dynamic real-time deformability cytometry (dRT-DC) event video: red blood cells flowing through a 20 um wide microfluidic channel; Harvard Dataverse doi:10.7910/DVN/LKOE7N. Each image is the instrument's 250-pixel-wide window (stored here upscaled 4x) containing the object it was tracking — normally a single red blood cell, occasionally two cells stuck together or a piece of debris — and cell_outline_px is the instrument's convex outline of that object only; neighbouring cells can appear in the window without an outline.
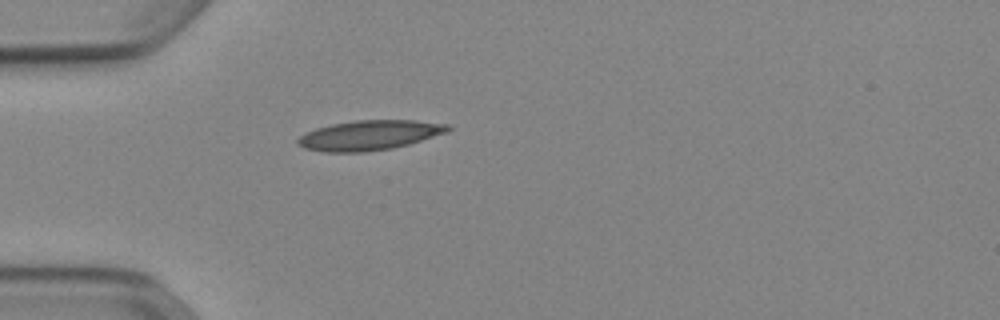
{"species": "Egyptian fruit bat (a non-hibernating species)", "species_latin": "Rousettus aegyptiacus", "temperature_condition": "cold", "stored_images_in_passage": 38, "camera_frame_rate_fps": 3000, "um_per_image_px": 0.085, "animal": {"sex": "female"}, "frame": {"image": 1, "passage_image": 1, "time_ms": 0.0, "image_size_px": [1000, 320], "cell_outline_px": [[452, 128], [448, 132], [408, 144], [392, 148], [364, 152], [324, 152], [304, 148], [296, 144], [296, 140], [300, 136], [316, 128], [332, 124], [356, 120], [416, 120], [452, 124]], "centroid_in_image_um": [31.43, 11.49], "position_along_channel_um": 53.6, "area_um2": 26.18}}
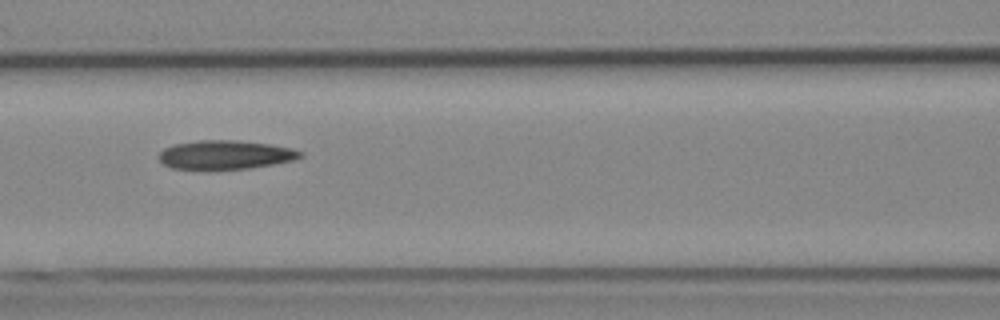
{"frame": {"image": 2, "passage_image": 9, "time_ms": 2.667, "image_size_px": [1000, 320], "cell_outline_px": [[304, 156], [292, 160], [272, 164], [248, 168], [172, 168], [164, 164], [156, 156], [164, 148], [176, 144], [200, 140], [236, 140], [268, 144], [292, 148], [304, 152]], "centroid_in_image_um": [19.16, 13.14], "position_along_channel_um": 147.4, "area_um2": 23.35}}
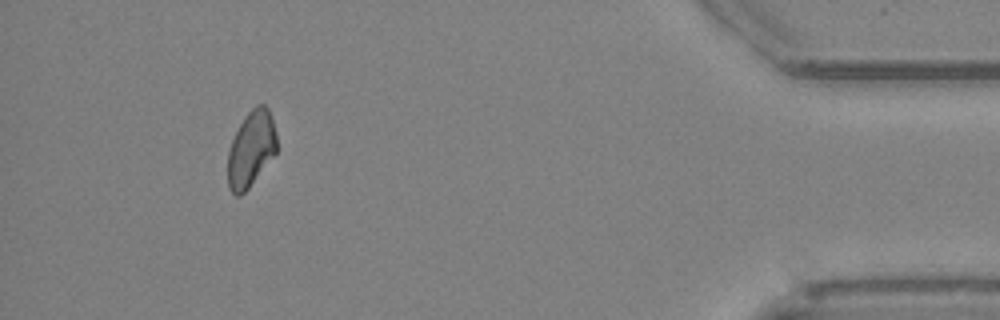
{"frame": {"image": 3, "passage_image": 34, "time_ms": 11.0, "image_size_px": [1000, 320], "cell_outline_px": [[280, 148], [248, 188], [240, 196], [236, 196], [228, 188], [228, 152], [232, 140], [244, 116], [256, 104], [264, 104], [268, 108], [276, 132]], "centroid_in_image_um": [21.36, 12.65], "position_along_channel_um": 413.8, "area_um2": 21.79}}